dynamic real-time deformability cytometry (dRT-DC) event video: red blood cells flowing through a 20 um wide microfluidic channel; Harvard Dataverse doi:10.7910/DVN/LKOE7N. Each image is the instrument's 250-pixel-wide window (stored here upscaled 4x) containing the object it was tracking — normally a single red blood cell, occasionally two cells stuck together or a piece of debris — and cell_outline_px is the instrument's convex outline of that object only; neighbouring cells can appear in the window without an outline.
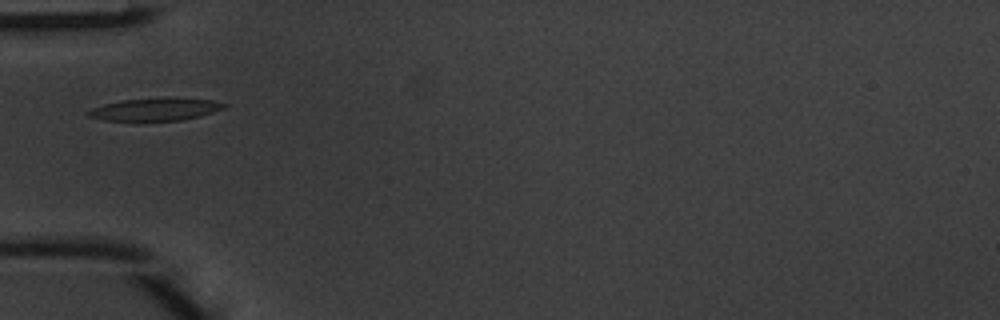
{"species": "common noctule bat (a hibernating species)", "species_latin": "Nyctalus noctula", "temperature_condition": "warm", "stored_images_in_passage": 34, "camera_frame_rate_fps": 3000, "um_per_image_px": 0.085, "animal": {"sex": "male", "body_mass_g": 20.1, "forearm_length_mm": 53.5}, "frame": {"image": 1, "passage_image": 1, "time_ms": 0.0, "image_size_px": [1000, 320], "cell_outline_px": [[228, 104], [224, 108], [200, 116], [180, 120], [104, 120], [88, 116], [88, 112], [92, 108], [104, 104], [124, 100], [212, 100]], "centroid_in_image_um": [13.17, 9.33], "position_along_channel_um": 71.8, "area_um2": 16.59}}
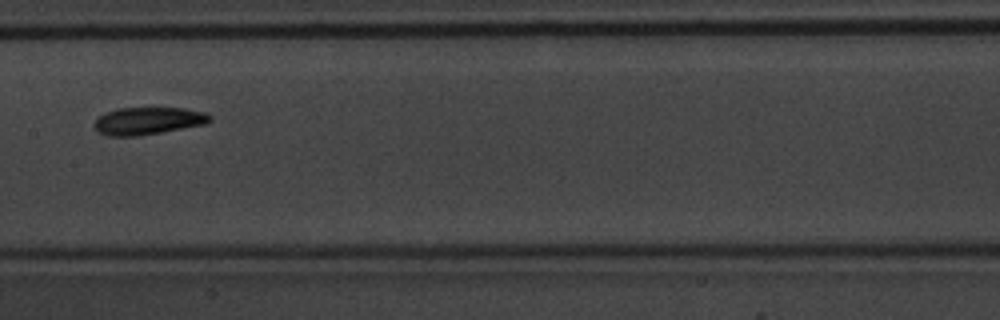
{"frame": {"image": 2, "passage_image": 10, "time_ms": 3.0, "image_size_px": [1000, 320], "cell_outline_px": [[212, 120], [204, 124], [160, 132], [136, 136], [108, 136], [100, 132], [96, 128], [96, 120], [100, 116], [116, 108], [184, 108], [204, 112], [212, 116]], "centroid_in_image_um": [12.62, 10.26], "position_along_channel_um": 194.8, "area_um2": 18.09}}
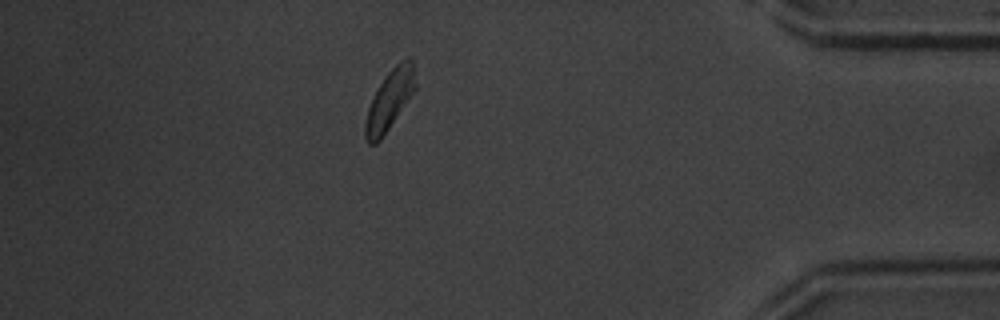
{"frame": {"image": 3, "passage_image": 28, "time_ms": 9.0, "image_size_px": [1000, 320], "cell_outline_px": [[416, 88], [380, 140], [376, 144], [368, 144], [364, 136], [364, 124], [368, 108], [384, 76], [400, 60], [408, 56], [412, 56], [416, 84]], "centroid_in_image_um": [33.12, 8.47], "position_along_channel_um": 402.1, "area_um2": 17.28}, "authors_computed_cell_mechanics": {"area_um2": 17.6579, "velocity_mm_per_s": 4.078, "shape_relaxation_time_tau1_ms": 2.1696, "shape_relaxation_time_tau2_ms": 3.4026, "deformation_change_tau1": 0.1437, "deformation_change_tau2": 0.1036}}